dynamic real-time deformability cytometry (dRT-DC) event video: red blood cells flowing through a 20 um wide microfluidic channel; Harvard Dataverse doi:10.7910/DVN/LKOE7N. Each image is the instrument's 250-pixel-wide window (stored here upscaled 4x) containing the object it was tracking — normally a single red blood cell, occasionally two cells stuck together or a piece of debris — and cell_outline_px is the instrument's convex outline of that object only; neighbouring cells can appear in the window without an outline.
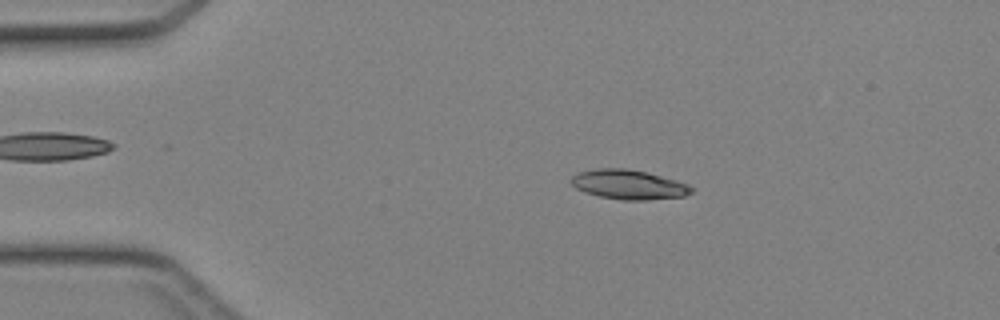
{"species": "Egyptian fruit bat (a non-hibernating species)", "species_latin": "Rousettus aegyptiacus", "temperature_condition": "cold", "stored_images_in_passage": 44, "camera_frame_rate_fps": 3000, "um_per_image_px": 0.085, "animal": {"sex": "female"}, "frame": {"image": 1, "passage_image": 8, "time_ms": 2.333, "image_size_px": [1000, 320], "cell_outline_px": [[692, 192], [684, 196], [648, 200], [624, 200], [600, 196], [584, 192], [576, 188], [572, 184], [572, 176], [580, 172], [596, 168], [624, 168], [644, 172], [660, 176], [688, 184], [692, 188]], "centroid_in_image_um": [53.42, 15.69], "position_along_channel_um": 31.6, "area_um2": 20.35}}
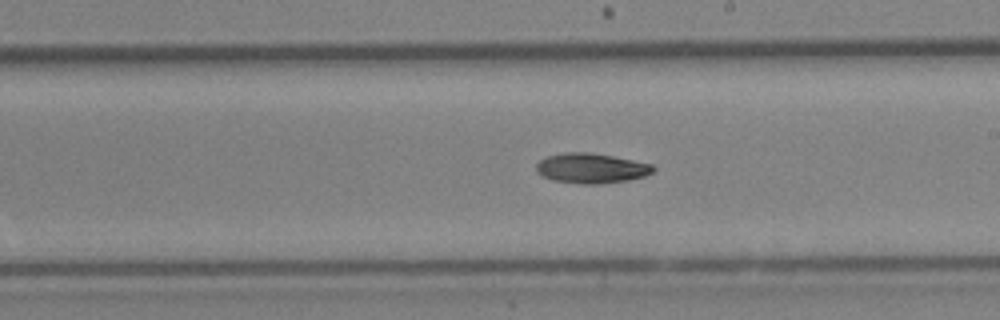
{"frame": {"image": 2, "passage_image": 25, "time_ms": 8.0, "image_size_px": [1000, 320], "cell_outline_px": [[656, 168], [652, 172], [644, 176], [628, 180], [596, 184], [580, 184], [556, 180], [544, 176], [536, 172], [536, 164], [540, 160], [548, 156], [564, 152], [588, 152], [612, 156], [652, 164]], "centroid_in_image_um": [50.25, 14.29], "position_along_channel_um": 238.7, "area_um2": 20.23}}
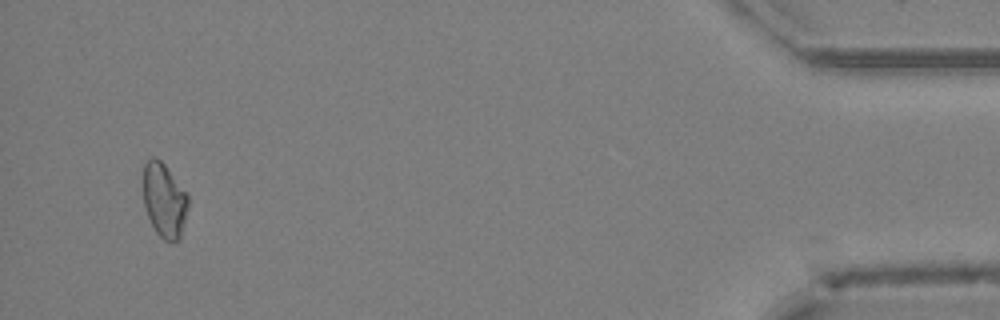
{"frame": {"image": 3, "passage_image": 42, "time_ms": 13.667, "image_size_px": [1000, 320], "cell_outline_px": [[188, 208], [180, 236], [176, 240], [164, 240], [156, 232], [148, 216], [144, 204], [144, 164], [152, 156], [156, 156], [164, 164], [188, 192]], "centroid_in_image_um": [13.98, 16.97], "position_along_channel_um": 421.2, "area_um2": 19.31}}